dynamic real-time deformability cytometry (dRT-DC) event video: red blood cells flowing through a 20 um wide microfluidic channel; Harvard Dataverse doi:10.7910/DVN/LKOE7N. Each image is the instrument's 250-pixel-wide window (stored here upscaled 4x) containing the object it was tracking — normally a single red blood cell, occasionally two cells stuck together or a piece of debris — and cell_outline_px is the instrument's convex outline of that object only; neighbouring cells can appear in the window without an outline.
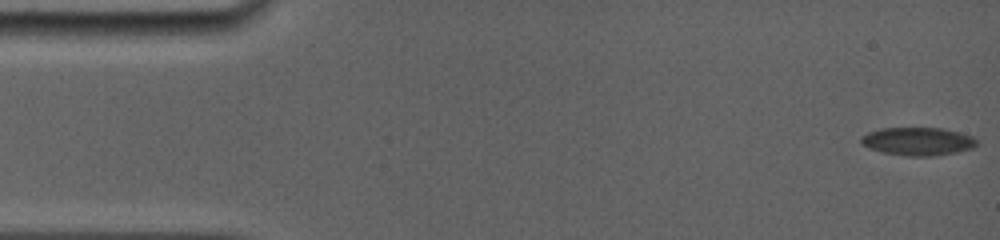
{"species": "common noctule bat (a hibernating species)", "species_latin": "Nyctalus noctula", "temperature_condition": "room temperature", "stored_images_in_passage": 37, "camera_frame_rate_fps": 5000, "um_per_image_px": 0.085, "animal": {"sex": "female", "body_mass_g": 19.0, "forearm_length_mm": 56.7}, "frame": {"image": 1, "passage_image": 1, "time_ms": 0.0, "image_size_px": [1000, 240], "cell_outline_px": [[980, 144], [972, 148], [956, 152], [932, 156], [908, 156], [884, 152], [868, 148], [860, 144], [860, 136], [868, 132], [880, 128], [944, 128], [972, 136]], "centroid_in_image_um": [78.0, 12.01], "position_along_channel_um": 7.0, "area_um2": 19.02}}
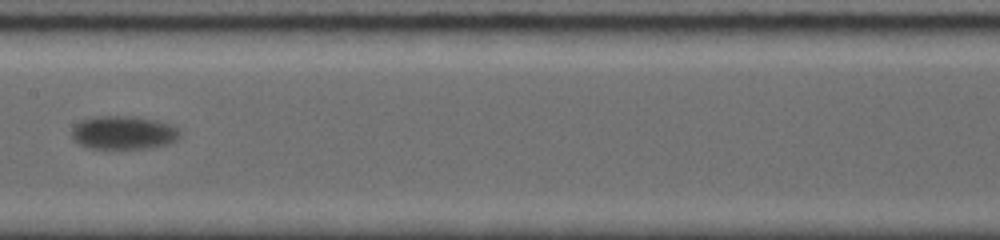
{"frame": {"image": 2, "passage_image": 22, "time_ms": 8.6, "image_size_px": [1000, 240], "cell_outline_px": [[180, 136], [176, 140], [168, 144], [148, 148], [88, 148], [72, 140], [72, 128], [80, 120], [92, 116], [136, 116], [156, 120], [172, 124], [180, 132]], "centroid_in_image_um": [10.48, 11.26], "position_along_channel_um": 196.9, "area_um2": 21.27}}
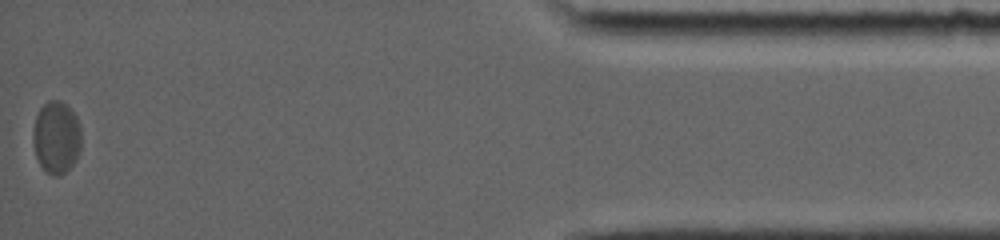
{"frame": {"image": 3, "passage_image": 37, "time_ms": 16.8, "image_size_px": [1000, 240], "cell_outline_px": [[80, 152], [76, 160], [60, 176], [52, 176], [40, 164], [36, 156], [32, 140], [32, 132], [36, 116], [40, 108], [48, 100], [60, 100], [76, 116], [80, 124]], "centroid_in_image_um": [4.78, 11.67], "position_along_channel_um": 430.4, "area_um2": 20.29}, "authors_computed_cell_mechanics": {"area_um2": 20.23, "velocity_mm_per_s": 3.6873, "shape_relaxation_time_tau1_ms": 1.8329, "shape_relaxation_time_tau2_ms": null, "deformation_change_tau1": 0.068, "deformation_change_tau2": null}}